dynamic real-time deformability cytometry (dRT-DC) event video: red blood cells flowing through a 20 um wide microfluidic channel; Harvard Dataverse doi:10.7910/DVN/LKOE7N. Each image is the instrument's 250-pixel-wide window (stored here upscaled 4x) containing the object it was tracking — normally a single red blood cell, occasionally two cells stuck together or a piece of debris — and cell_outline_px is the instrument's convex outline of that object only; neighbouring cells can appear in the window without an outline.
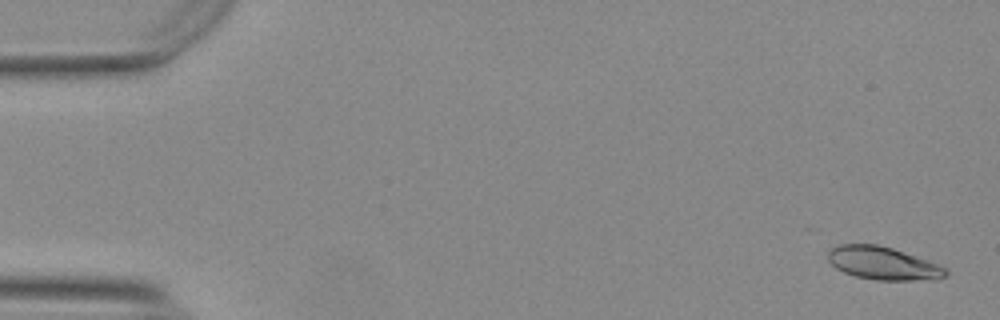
{"species": "Egyptian fruit bat (a non-hibernating species)", "species_latin": "Rousettus aegyptiacus", "temperature_condition": "warm", "stored_images_in_passage": 24, "camera_frame_rate_fps": 3000, "um_per_image_px": 0.085, "animal": {"sex": "female"}, "frame": {"image": 1, "passage_image": 2, "time_ms": 0.333, "image_size_px": [1000, 320], "cell_outline_px": [[948, 276], [940, 280], [876, 280], [856, 276], [844, 272], [836, 268], [828, 260], [828, 252], [832, 248], [840, 244], [876, 244], [892, 248], [948, 268]], "centroid_in_image_um": [75.1, 22.39], "position_along_channel_um": 9.9, "area_um2": 22.6}}
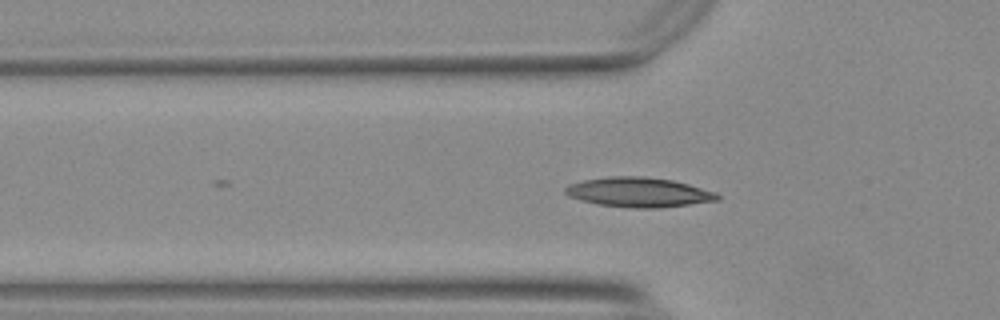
{"frame": {"image": 2, "passage_image": 18, "time_ms": 5.667, "image_size_px": [1000, 320], "cell_outline_px": [[720, 200], [660, 208], [632, 208], [600, 204], [580, 200], [568, 196], [564, 192], [564, 188], [568, 184], [584, 180], [608, 176], [644, 176], [672, 180], [688, 184], [716, 192], [720, 196]], "centroid_in_image_um": [54.28, 16.34], "position_along_channel_um": 71.5, "area_um2": 26.36}}
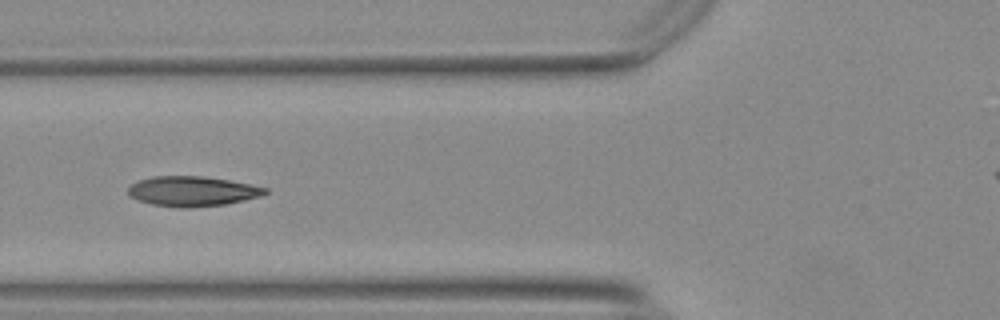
{"frame": {"image": 3, "passage_image": 21, "time_ms": 6.667, "image_size_px": [1000, 320], "cell_outline_px": [[268, 192], [260, 196], [244, 200], [224, 204], [192, 208], [180, 208], [152, 204], [136, 200], [128, 196], [128, 188], [132, 184], [140, 180], [152, 176], [204, 176], [228, 180], [268, 188]], "centroid_in_image_um": [16.32, 16.26], "position_along_channel_um": 109.5, "area_um2": 23.93}}